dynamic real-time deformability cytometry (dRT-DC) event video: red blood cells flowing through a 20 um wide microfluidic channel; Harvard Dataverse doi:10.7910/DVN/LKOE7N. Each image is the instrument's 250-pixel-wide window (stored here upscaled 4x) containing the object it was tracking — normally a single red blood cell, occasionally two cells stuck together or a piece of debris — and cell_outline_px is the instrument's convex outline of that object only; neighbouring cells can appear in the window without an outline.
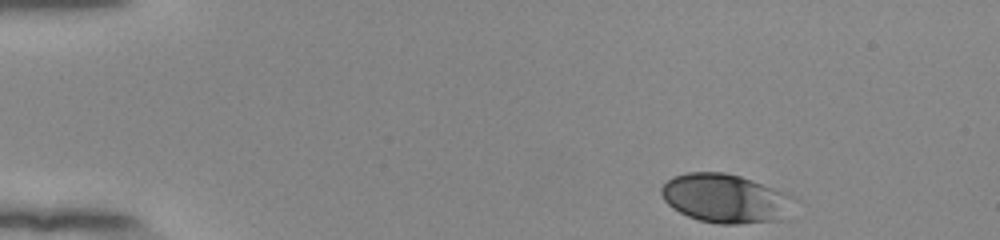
{"species": "human", "species_latin": "Homo sapiens", "temperature_condition": "room temperature", "stored_images_in_passage": 47, "camera_frame_rate_fps": 3000, "um_per_image_px": 0.085, "donor": {"sex": "female"}, "frame": {"image": 1, "passage_image": 1, "time_ms": 0.0, "image_size_px": [1000, 240], "cell_outline_px": [[800, 200], [784, 220], [740, 224], [720, 224], [700, 220], [688, 216], [672, 208], [664, 200], [660, 192], [660, 188], [672, 176], [688, 172], [724, 172], [740, 176], [752, 180], [796, 196]], "centroid_in_image_um": [61.74, 16.87], "position_along_channel_um": 23.3, "area_um2": 38.49}}
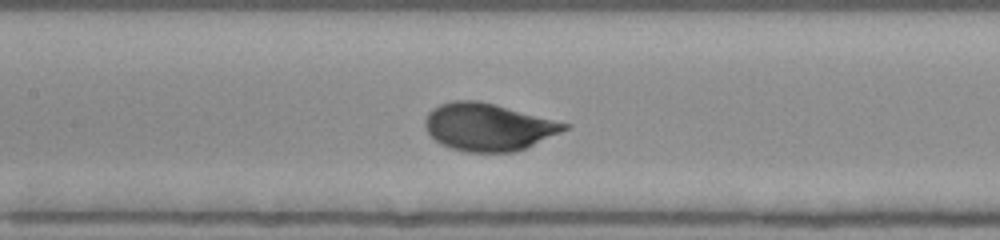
{"frame": {"image": 2, "passage_image": 20, "time_ms": 6.333, "image_size_px": [1000, 240], "cell_outline_px": [[572, 124], [568, 128], [560, 132], [524, 148], [512, 152], [468, 152], [448, 148], [440, 144], [424, 128], [424, 120], [428, 112], [432, 108], [440, 104], [452, 100], [476, 100], [496, 104]], "centroid_in_image_um": [41.46, 10.78], "position_along_channel_um": 165.9, "area_um2": 38.55}}
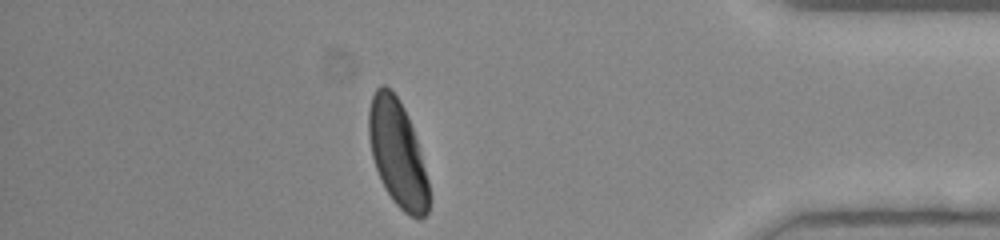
{"frame": {"image": 3, "passage_image": 41, "time_ms": 13.333, "image_size_px": [1000, 240], "cell_outline_px": [[428, 212], [420, 220], [408, 216], [392, 200], [384, 188], [376, 168], [372, 156], [368, 136], [368, 112], [372, 96], [376, 88], [380, 84], [384, 84], [400, 100], [404, 108], [412, 128], [420, 152], [428, 180]], "centroid_in_image_um": [33.76, 13.05], "position_along_channel_um": 401.4, "area_um2": 37.11}, "authors_computed_cell_mechanics": {"area_um2": 37.8012, "velocity_mm_per_s": 3.8255, "shape_relaxation_time_tau1_ms": 2.0875, "shape_relaxation_time_tau2_ms": null, "deformation_change_tau1": 0.1431, "deformation_change_tau2": null}}